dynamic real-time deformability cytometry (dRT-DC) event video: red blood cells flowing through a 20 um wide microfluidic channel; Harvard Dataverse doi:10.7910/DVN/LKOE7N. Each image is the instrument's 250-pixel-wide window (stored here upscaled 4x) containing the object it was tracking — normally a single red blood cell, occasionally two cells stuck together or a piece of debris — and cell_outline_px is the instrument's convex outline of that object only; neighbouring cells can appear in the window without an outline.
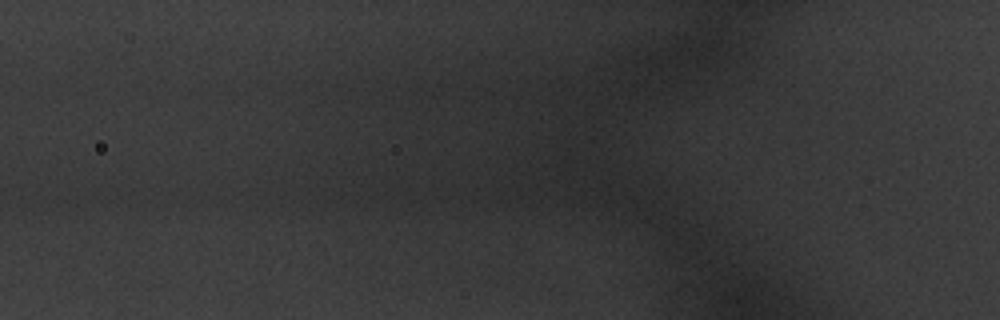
{"species": "common noctule bat (a hibernating species)", "species_latin": "Nyctalus noctula", "temperature_condition": "warm", "stored_images_in_passage": 16, "camera_frame_rate_fps": 3000, "um_per_image_px": 0.085, "animal": {"sex": "male", "body_mass_g": 20.1, "forearm_length_mm": 53.5}, "frame": {"image": 1, "passage_image": 2, "time_ms": 0.333, "image_size_px": [1000, 320], "cell_outline_px": [[620, 136], [616, 148], [604, 160], [568, 164], [552, 164], [536, 156], [524, 140], [568, 124], [580, 120], [604, 124]], "centroid_in_image_um": [48.87, 12.18], "position_along_channel_um": 76.9, "area_um2": 21.15}}